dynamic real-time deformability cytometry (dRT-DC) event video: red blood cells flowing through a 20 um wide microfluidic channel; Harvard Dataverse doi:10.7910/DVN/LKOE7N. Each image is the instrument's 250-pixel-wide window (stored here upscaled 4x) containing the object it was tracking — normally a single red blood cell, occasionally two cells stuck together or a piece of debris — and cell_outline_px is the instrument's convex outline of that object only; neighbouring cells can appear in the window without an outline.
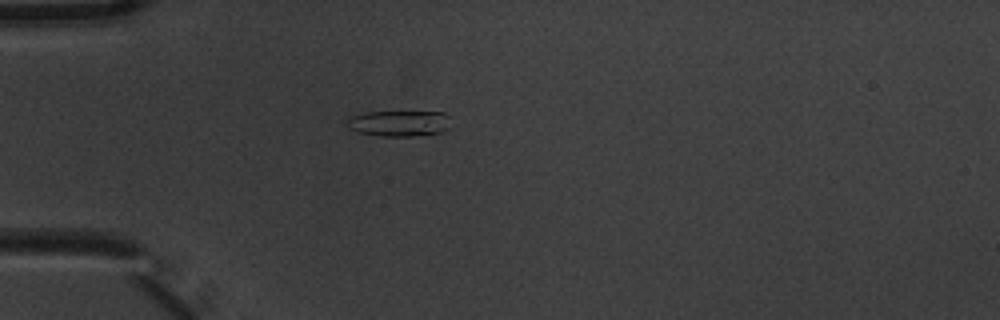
{"species": "common noctule bat (a hibernating species)", "species_latin": "Nyctalus noctula", "temperature_condition": "warm", "stored_images_in_passage": 1, "camera_frame_rate_fps": 3000, "um_per_image_px": 0.085, "animal": {"sex": "male", "body_mass_g": 20.1, "forearm_length_mm": 53.5}, "frame": {"image": 1, "passage_image": 1, "time_ms": 0.0, "image_size_px": [1000, 320], "cell_outline_px": [[448, 128], [444, 132], [412, 136], [380, 136], [360, 132], [348, 128], [344, 120], [348, 116], [364, 112], [444, 112], [448, 116]], "centroid_in_image_um": [33.86, 10.48], "position_along_channel_um": 51.1, "area_um2": 15.78}}